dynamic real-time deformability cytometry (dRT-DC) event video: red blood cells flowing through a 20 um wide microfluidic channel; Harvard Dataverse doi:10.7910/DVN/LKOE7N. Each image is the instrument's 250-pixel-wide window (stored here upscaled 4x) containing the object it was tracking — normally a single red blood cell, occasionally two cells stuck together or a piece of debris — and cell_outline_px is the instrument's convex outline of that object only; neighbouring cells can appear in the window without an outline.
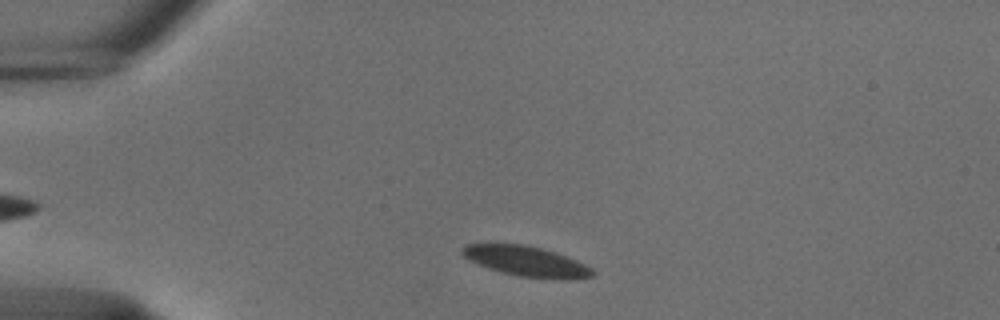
{"species": "common noctule bat (a hibernating species)", "species_latin": "Nyctalus noctula", "temperature_condition": "cold", "stored_images_in_passage": 38, "camera_frame_rate_fps": 3000, "um_per_image_px": 0.085, "animal": {"sex": "male", "body_mass_g": 18.8}, "frame": {"image": 1, "passage_image": 4, "time_ms": 1.0, "image_size_px": [1000, 320], "cell_outline_px": [[584, 272], [572, 276], [560, 276], [520, 272], [492, 264], [468, 252], [472, 248], [520, 248], [536, 252], [572, 264], [580, 268]], "centroid_in_image_um": [44.73, 22.22], "position_along_channel_um": 40.3, "area_um2": 13.41}}
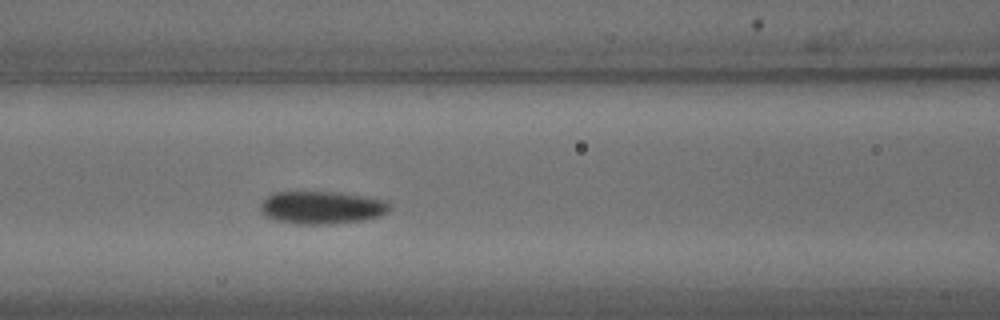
{"frame": {"image": 2, "passage_image": 15, "time_ms": 4.667, "image_size_px": [1000, 320], "cell_outline_px": [[376, 208], [372, 212], [348, 216], [296, 216], [280, 212], [272, 208], [268, 204], [272, 200], [280, 196], [300, 196], [344, 200], [372, 204]], "centroid_in_image_um": [27.12, 17.56], "position_along_channel_um": 139.5, "area_um2": 11.79}}
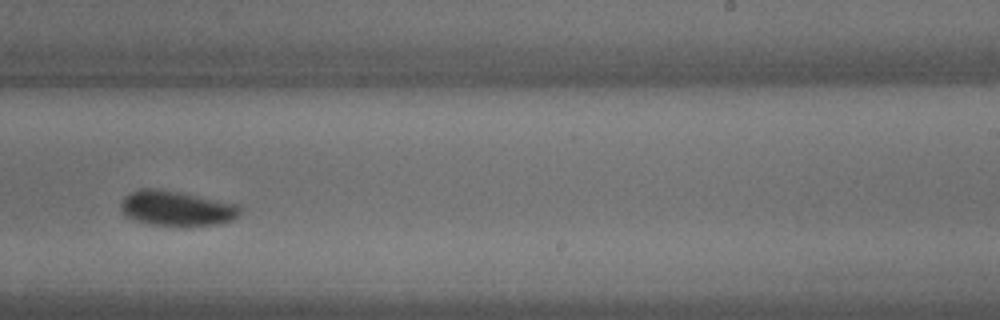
{"frame": {"image": 3, "passage_image": 26, "time_ms": 8.333, "image_size_px": [1000, 320], "cell_outline_px": [[228, 212], [224, 216], [204, 220], [180, 220], [152, 216], [140, 212], [132, 208], [128, 204], [136, 196], [156, 196], [216, 208]], "centroid_in_image_um": [14.81, 17.75], "position_along_channel_um": 274.2, "area_um2": 10.92}}